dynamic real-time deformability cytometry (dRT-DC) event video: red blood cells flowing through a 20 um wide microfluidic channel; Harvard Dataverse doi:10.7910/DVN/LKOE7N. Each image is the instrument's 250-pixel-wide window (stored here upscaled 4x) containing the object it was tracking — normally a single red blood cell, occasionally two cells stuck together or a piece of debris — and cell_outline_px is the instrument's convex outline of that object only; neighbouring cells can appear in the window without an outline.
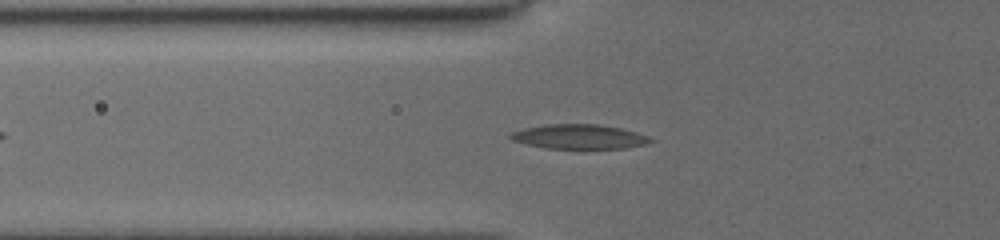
{"species": "common noctule bat (a hibernating species)", "species_latin": "Nyctalus noctula", "temperature_condition": "cold", "stored_images_in_passage": 8, "camera_frame_rate_fps": 3000, "um_per_image_px": 0.085, "animal": {"sex": "female", "body_mass_g": 19.5, "forearm_length_mm": 54.1}, "frame": {"image": 1, "passage_image": 8, "time_ms": 5.667, "image_size_px": [1000, 240], "cell_outline_px": [[656, 140], [644, 144], [624, 148], [548, 148], [528, 144], [512, 140], [508, 136], [512, 132], [524, 128], [544, 124], [596, 124], [620, 128], [636, 132], [648, 136]], "centroid_in_image_um": [49.23, 11.61], "position_along_channel_um": 76.6, "area_um2": 19.77}}